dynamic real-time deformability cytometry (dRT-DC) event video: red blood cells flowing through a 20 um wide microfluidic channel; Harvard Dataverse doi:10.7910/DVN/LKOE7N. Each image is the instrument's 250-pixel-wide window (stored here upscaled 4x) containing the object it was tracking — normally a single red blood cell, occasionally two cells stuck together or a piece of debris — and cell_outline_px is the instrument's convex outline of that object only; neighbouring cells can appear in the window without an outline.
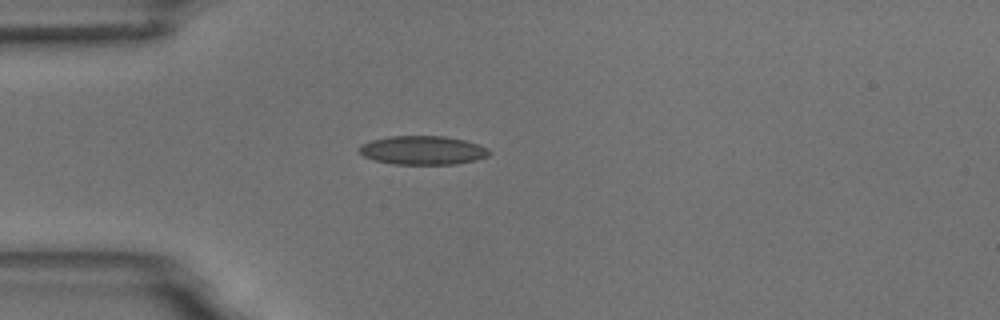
{"species": "common noctule bat (a hibernating species)", "species_latin": "Nyctalus noctula", "temperature_condition": "room temperature", "stored_images_in_passage": 2, "camera_frame_rate_fps": 3000, "um_per_image_px": 0.085, "animal": {"sex": "male", "body_mass_g": 18.8}, "frame": {"image": 1, "passage_image": 1, "time_ms": 0.0, "image_size_px": [1000, 320], "cell_outline_px": [[492, 152], [488, 156], [476, 160], [456, 164], [392, 164], [376, 160], [364, 156], [356, 148], [360, 144], [372, 140], [388, 136], [444, 136], [464, 140], [488, 148]], "centroid_in_image_um": [35.92, 12.77], "position_along_channel_um": 49.1, "area_um2": 21.85}}